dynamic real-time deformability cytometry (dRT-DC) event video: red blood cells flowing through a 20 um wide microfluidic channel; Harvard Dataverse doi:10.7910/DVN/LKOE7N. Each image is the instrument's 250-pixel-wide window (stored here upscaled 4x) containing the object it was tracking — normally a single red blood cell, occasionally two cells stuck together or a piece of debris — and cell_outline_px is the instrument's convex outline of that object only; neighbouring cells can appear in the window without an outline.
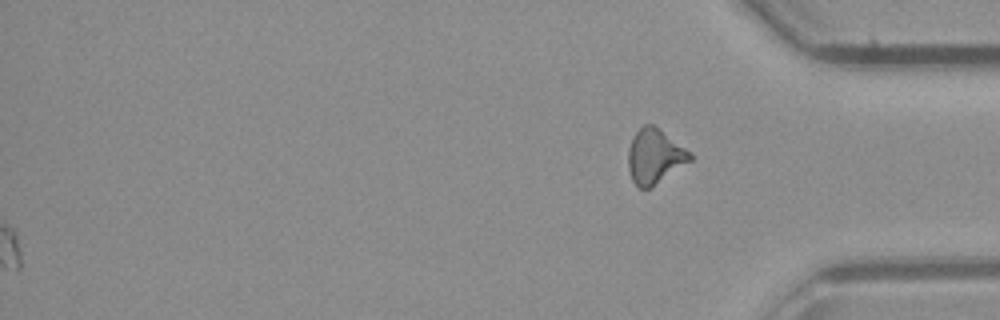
{"species": "common noctule bat (a hibernating species)", "species_latin": "Nyctalus noctula", "temperature_condition": "room temperature", "stored_images_in_passage": 36, "segment_of_instrument_passage": [2, 2], "camera_frame_rate_fps": 3000, "um_per_image_px": 0.085, "animal": {"sex": "male", "body_mass_g": 23.1, "forearm_length_mm": 52.7}, "frame": {"image": 1, "passage_image": 36, "time_ms": 11.667, "image_size_px": [1000, 320], "cell_outline_px": [[692, 160], [652, 188], [640, 188], [632, 180], [628, 168], [628, 148], [632, 136], [644, 124], [652, 124], [692, 152]], "centroid_in_image_um": [55.65, 13.3], "position_along_channel_um": 379.5, "area_um2": 19.83}}